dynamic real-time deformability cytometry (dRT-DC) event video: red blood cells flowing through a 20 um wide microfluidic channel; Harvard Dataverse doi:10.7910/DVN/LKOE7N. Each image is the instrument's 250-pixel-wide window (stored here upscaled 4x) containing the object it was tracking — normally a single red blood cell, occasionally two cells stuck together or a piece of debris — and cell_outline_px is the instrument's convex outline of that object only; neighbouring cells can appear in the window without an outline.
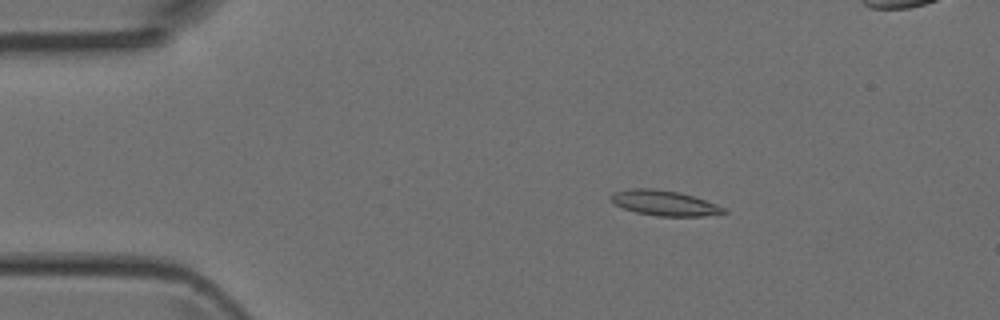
{"species": "Egyptian fruit bat (a non-hibernating species)", "species_latin": "Rousettus aegyptiacus", "temperature_condition": "room temperature", "stored_images_in_passage": 48, "camera_frame_rate_fps": 3000, "um_per_image_px": 0.085, "animal": {"sex": "female"}, "frame": {"image": 1, "passage_image": 8, "time_ms": 2.333, "image_size_px": [1000, 320], "cell_outline_px": [[728, 212], [704, 216], [656, 216], [636, 212], [612, 204], [612, 192], [632, 188], [652, 188], [680, 192], [716, 204], [724, 208]], "centroid_in_image_um": [56.44, 17.25], "position_along_channel_um": 28.6, "area_um2": 16.47}}
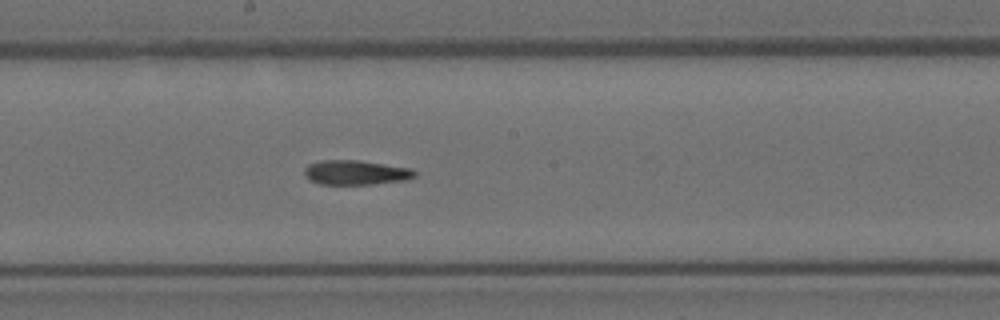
{"frame": {"image": 2, "passage_image": 25, "time_ms": 8.0, "image_size_px": [1000, 320], "cell_outline_px": [[416, 176], [408, 180], [372, 184], [320, 184], [308, 180], [304, 176], [304, 168], [308, 164], [320, 160], [360, 160], [412, 168], [416, 172]], "centroid_in_image_um": [30.23, 14.66], "position_along_channel_um": 218.0, "area_um2": 16.07}}
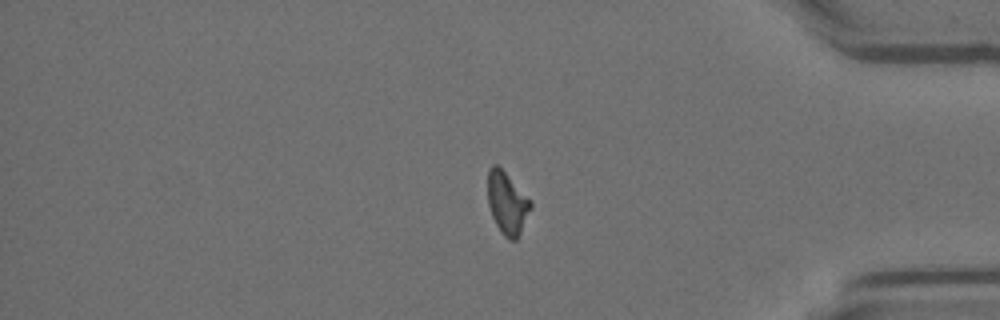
{"frame": {"image": 3, "passage_image": 39, "time_ms": 12.667, "image_size_px": [1000, 320], "cell_outline_px": [[532, 208], [516, 240], [508, 240], [500, 232], [492, 216], [488, 204], [488, 168], [492, 164], [496, 164], [532, 200]], "centroid_in_image_um": [43.11, 17.27], "position_along_channel_um": 392.1, "area_um2": 15.55}}